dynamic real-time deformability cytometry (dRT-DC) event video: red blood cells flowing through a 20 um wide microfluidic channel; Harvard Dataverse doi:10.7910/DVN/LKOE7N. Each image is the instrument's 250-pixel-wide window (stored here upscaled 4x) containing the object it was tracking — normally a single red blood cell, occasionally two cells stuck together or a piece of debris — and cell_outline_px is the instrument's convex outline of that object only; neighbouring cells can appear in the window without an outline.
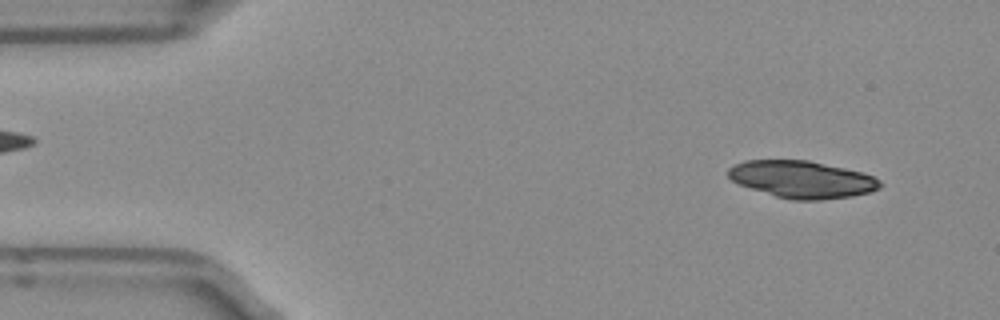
{"species": "Egyptian fruit bat (a non-hibernating species)", "species_latin": "Rousettus aegyptiacus", "temperature_condition": "room temperature", "stored_images_in_passage": 21, "camera_frame_rate_fps": 3000, "um_per_image_px": 0.085, "frame": {"image": 1, "passage_image": 1, "time_ms": 0.0, "image_size_px": [1000, 320], "cell_outline_px": [[880, 188], [868, 192], [852, 196], [820, 200], [792, 200], [776, 196], [740, 184], [732, 180], [728, 176], [728, 168], [732, 164], [744, 160], [808, 160], [844, 168], [860, 172], [872, 176], [880, 180]], "centroid_in_image_um": [68.14, 15.24], "position_along_channel_um": 16.9, "area_um2": 32.6}}